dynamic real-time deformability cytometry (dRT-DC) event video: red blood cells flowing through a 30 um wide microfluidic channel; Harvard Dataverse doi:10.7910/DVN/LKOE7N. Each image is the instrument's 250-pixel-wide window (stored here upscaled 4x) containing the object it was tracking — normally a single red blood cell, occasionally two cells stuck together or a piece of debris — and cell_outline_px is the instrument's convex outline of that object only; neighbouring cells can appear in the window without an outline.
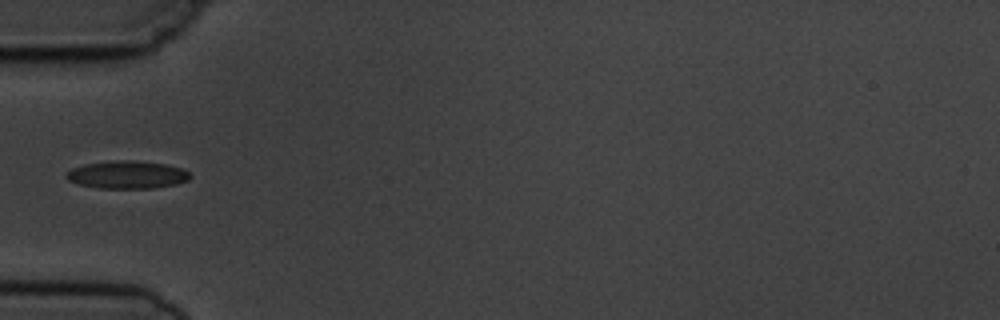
{"species": "common noctule bat (a hibernating species)", "species_latin": "Nyctalus noctula", "temperature_condition": "cold", "stored_images_in_passage": 10, "camera_frame_rate_fps": 3000, "um_per_image_px": 0.085, "animal": {"sex": "male", "body_mass_g": 19.5, "forearm_length_mm": 54.6}, "frame": {"image": 1, "passage_image": 6, "time_ms": 6.667, "image_size_px": [1000, 320], "cell_outline_px": [[192, 176], [188, 180], [176, 184], [152, 188], [100, 188], [80, 184], [68, 180], [64, 176], [64, 172], [72, 168], [84, 164], [112, 160], [132, 160], [164, 164], [184, 168]], "centroid_in_image_um": [10.79, 14.84], "position_along_channel_um": 74.2, "area_um2": 20.11}}
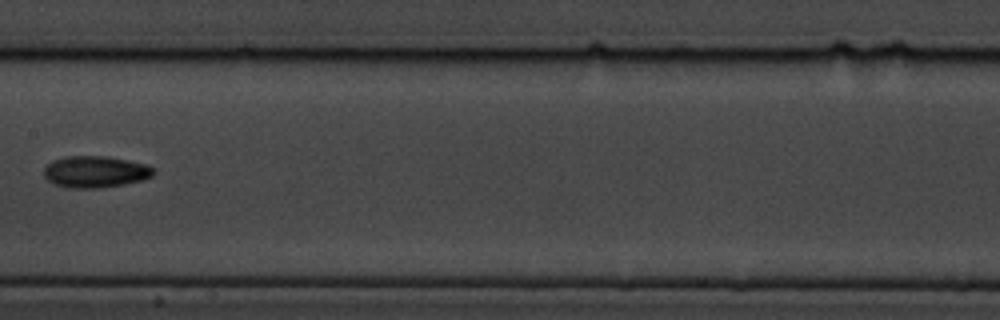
{"frame": {"image": 2, "passage_image": 9, "time_ms": 10.0, "image_size_px": [1000, 320], "cell_outline_px": [[156, 172], [152, 176], [140, 180], [124, 184], [100, 188], [68, 188], [52, 184], [44, 176], [44, 168], [52, 160], [64, 156], [104, 156], [148, 164]], "centroid_in_image_um": [8.07, 14.6], "position_along_channel_um": 199.3, "area_um2": 20.29}}
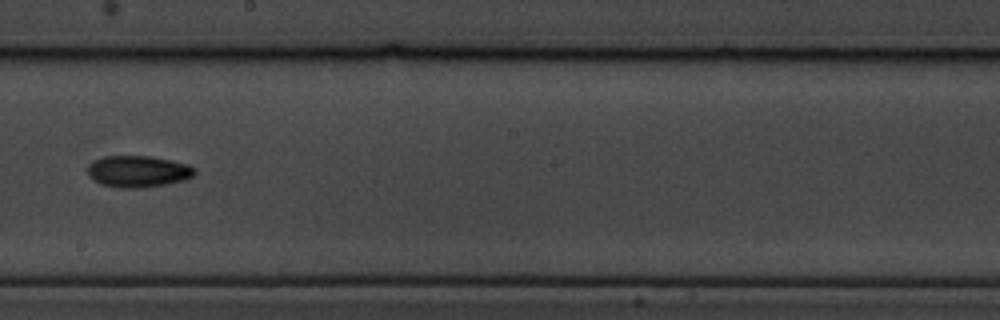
{"frame": {"image": 3, "passage_image": 10, "time_ms": 11.0, "image_size_px": [1000, 320], "cell_outline_px": [[196, 172], [188, 180], [140, 188], [120, 188], [100, 184], [92, 180], [88, 176], [88, 164], [104, 156], [152, 156], [172, 160], [188, 164], [196, 168]], "centroid_in_image_um": [11.75, 14.57], "position_along_channel_um": 236.5, "area_um2": 19.94}}